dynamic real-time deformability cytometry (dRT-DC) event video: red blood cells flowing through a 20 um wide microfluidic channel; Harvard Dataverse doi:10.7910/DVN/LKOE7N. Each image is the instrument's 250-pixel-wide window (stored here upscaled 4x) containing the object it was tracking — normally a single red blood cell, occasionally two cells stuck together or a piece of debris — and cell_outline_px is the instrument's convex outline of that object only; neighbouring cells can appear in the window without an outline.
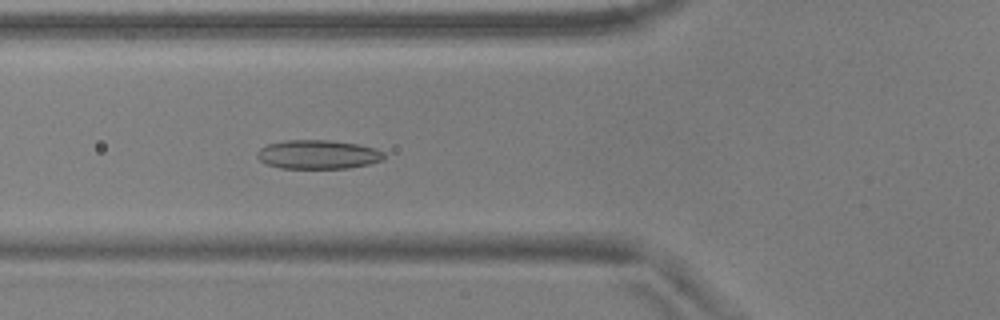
{"species": "common noctule bat (a hibernating species)", "species_latin": "Nyctalus noctula", "temperature_condition": "warm", "stored_images_in_passage": 55, "camera_frame_rate_fps": 3000, "um_per_image_px": 0.085, "animal": {"sex": "male", "body_mass_g": 17.9, "forearm_length_mm": 54.2}, "frame": {"image": 1, "passage_image": 21, "time_ms": 6.667, "image_size_px": [1000, 320], "cell_outline_px": [[384, 160], [368, 164], [348, 168], [280, 168], [264, 164], [256, 156], [256, 152], [260, 148], [268, 144], [284, 140], [328, 140], [356, 144], [376, 148], [384, 152]], "centroid_in_image_um": [27.0, 13.13], "position_along_channel_um": 98.8, "area_um2": 21.5}}
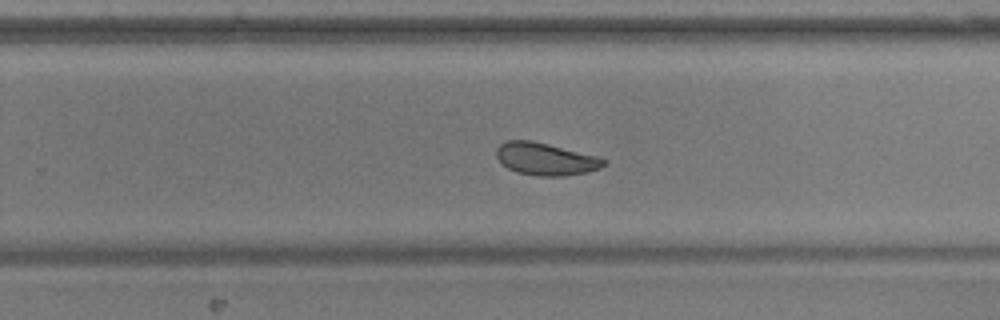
{"frame": {"image": 2, "passage_image": 36, "time_ms": 11.667, "image_size_px": [1000, 320], "cell_outline_px": [[608, 160], [600, 168], [584, 172], [564, 176], [536, 176], [516, 172], [500, 164], [496, 156], [496, 148], [500, 144], [508, 140], [532, 140], [596, 156]], "centroid_in_image_um": [46.32, 13.51], "position_along_channel_um": 283.5, "area_um2": 20.23}}
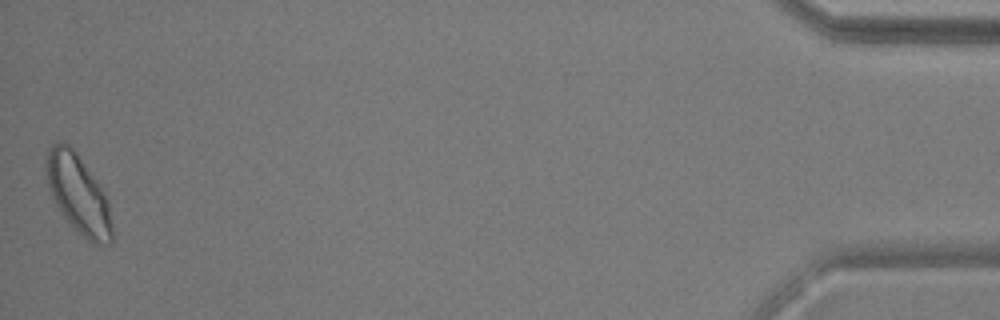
{"frame": {"image": 3, "passage_image": 55, "time_ms": 18.0, "image_size_px": [1000, 320], "cell_outline_px": [[112, 240], [108, 244], [100, 248], [88, 240], [72, 228], [56, 204], [52, 196], [48, 184], [44, 168], [44, 160], [48, 148], [56, 140], [64, 140], [76, 152], [104, 192], [108, 200], [112, 224]], "centroid_in_image_um": [6.63, 16.49], "position_along_channel_um": 428.6, "area_um2": 30.63}, "authors_computed_cell_mechanics": {"area_um2": 22.0796, "velocity_mm_per_s": 3.6864, "shape_relaxation_time_tau1_ms": 3.1821, "shape_relaxation_time_tau2_ms": 2.2243, "deformation_change_tau1": 0.0893, "deformation_change_tau2": 0.059}}